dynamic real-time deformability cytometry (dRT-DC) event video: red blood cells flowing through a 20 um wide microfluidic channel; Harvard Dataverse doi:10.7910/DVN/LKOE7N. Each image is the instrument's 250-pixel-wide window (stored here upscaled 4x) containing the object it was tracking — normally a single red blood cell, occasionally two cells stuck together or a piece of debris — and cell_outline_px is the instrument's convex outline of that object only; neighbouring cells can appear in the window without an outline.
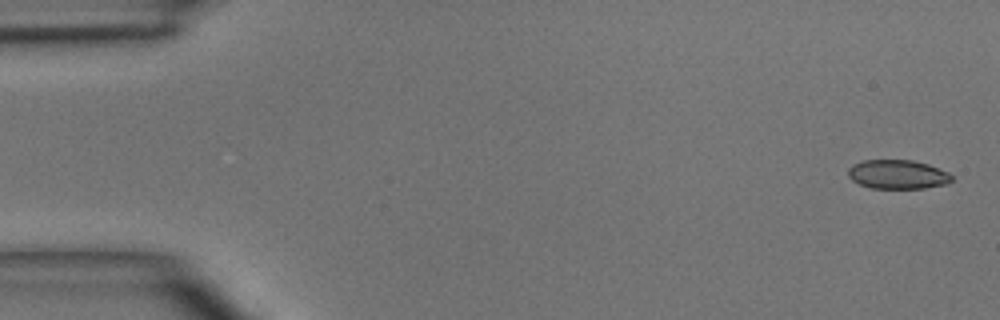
{"species": "common noctule bat (a hibernating species)", "species_latin": "Nyctalus noctula", "temperature_condition": "room temperature", "stored_images_in_passage": 3, "segment_of_instrument_passage": [2, 2], "camera_frame_rate_fps": 3000, "um_per_image_px": 0.085, "animal": {"sex": "male", "body_mass_g": 15.6}, "frame": {"image": 1, "passage_image": 3, "time_ms": 2.333, "image_size_px": [1000, 320], "cell_outline_px": [[952, 180], [948, 184], [924, 188], [872, 188], [860, 184], [852, 180], [848, 176], [848, 168], [852, 164], [864, 160], [912, 160], [928, 164], [948, 172], [952, 176]], "centroid_in_image_um": [76.3, 14.82], "position_along_channel_um": 8.7, "area_um2": 17.57}}